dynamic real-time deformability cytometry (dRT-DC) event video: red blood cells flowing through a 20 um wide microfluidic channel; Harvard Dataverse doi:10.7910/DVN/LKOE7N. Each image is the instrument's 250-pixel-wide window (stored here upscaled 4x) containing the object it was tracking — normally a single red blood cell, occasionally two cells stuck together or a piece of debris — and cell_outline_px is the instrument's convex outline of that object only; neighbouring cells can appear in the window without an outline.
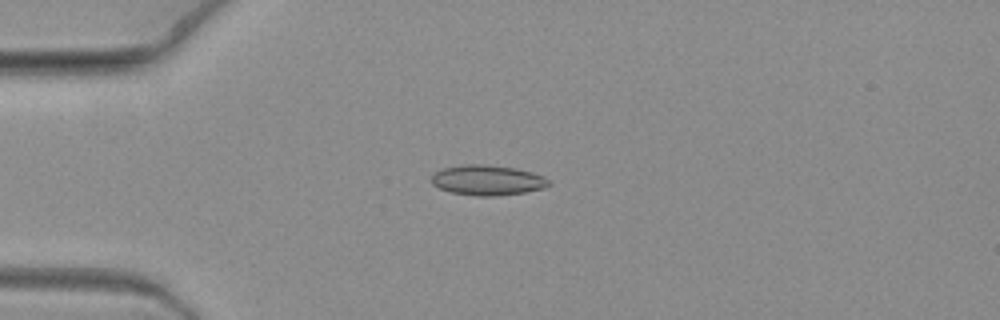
{"species": "common noctule bat (a hibernating species)", "species_latin": "Nyctalus noctula", "temperature_condition": "warm", "stored_images_in_passage": 2, "camera_frame_rate_fps": 3000, "um_per_image_px": 0.085, "animal": {"sex": "female", "body_mass_g": 19.3, "forearm_length_mm": 54.1}, "frame": {"image": 1, "passage_image": 1, "time_ms": 0.0, "image_size_px": [1000, 320], "cell_outline_px": [[552, 184], [544, 188], [524, 192], [496, 196], [476, 196], [452, 192], [440, 188], [432, 184], [432, 176], [436, 172], [444, 168], [464, 164], [484, 164], [516, 168], [532, 172], [548, 180]], "centroid_in_image_um": [41.44, 15.31], "position_along_channel_um": 43.6, "area_um2": 20.46}}